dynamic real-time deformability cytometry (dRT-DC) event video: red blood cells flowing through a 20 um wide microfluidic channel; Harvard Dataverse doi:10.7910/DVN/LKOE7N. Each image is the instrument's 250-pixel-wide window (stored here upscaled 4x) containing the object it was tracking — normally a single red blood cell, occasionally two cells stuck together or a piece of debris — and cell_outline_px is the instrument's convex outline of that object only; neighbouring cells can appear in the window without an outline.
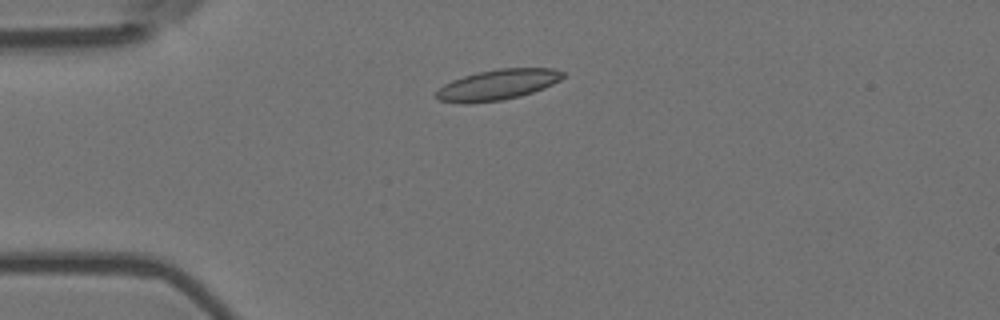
{"species": "Egyptian fruit bat (a non-hibernating species)", "species_latin": "Rousettus aegyptiacus", "temperature_condition": "room temperature", "stored_images_in_passage": 4, "camera_frame_rate_fps": 3000, "um_per_image_px": 0.085, "animal": {"sex": "female"}, "frame": {"image": 1, "passage_image": 3, "time_ms": 0.667, "image_size_px": [1000, 320], "cell_outline_px": [[564, 76], [560, 80], [544, 88], [520, 96], [500, 100], [468, 104], [460, 104], [440, 100], [436, 96], [436, 92], [444, 84], [452, 80], [476, 72], [500, 68], [552, 68], [564, 72]], "centroid_in_image_um": [42.29, 7.2], "position_along_channel_um": 42.7, "area_um2": 22.48}}